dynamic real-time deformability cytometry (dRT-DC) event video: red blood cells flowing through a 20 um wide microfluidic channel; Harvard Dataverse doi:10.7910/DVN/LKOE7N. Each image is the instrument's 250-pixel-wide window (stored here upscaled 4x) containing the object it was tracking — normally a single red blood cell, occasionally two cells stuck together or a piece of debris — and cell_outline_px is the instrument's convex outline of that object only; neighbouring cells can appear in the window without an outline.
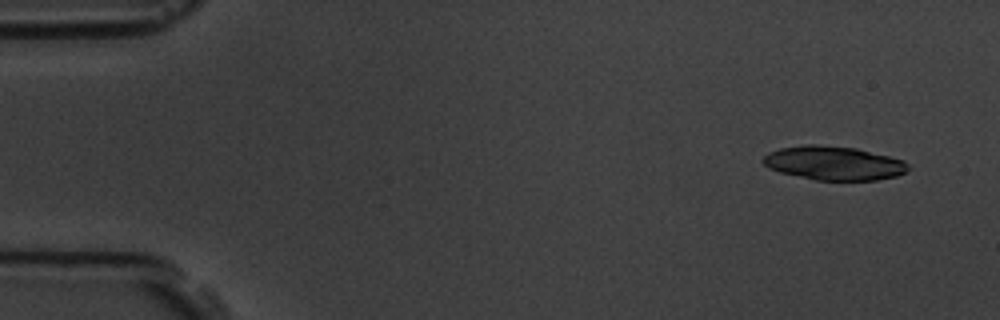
{"species": "common noctule bat (a hibernating species)", "species_latin": "Nyctalus noctula", "temperature_condition": "room temperature", "stored_images_in_passage": 5, "segment_of_instrument_passage": [1, 2], "camera_frame_rate_fps": 3000, "um_per_image_px": 0.085, "animal": {"sex": "male", "body_mass_g": 19.5, "forearm_length_mm": 54.6}, "frame": {"image": 1, "passage_image": 1, "time_ms": 0.0, "image_size_px": [1000, 320], "cell_outline_px": [[912, 168], [908, 172], [896, 176], [876, 180], [816, 180], [780, 172], [768, 168], [760, 160], [768, 152], [780, 148], [804, 144], [816, 144], [856, 148], [904, 160]], "centroid_in_image_um": [70.88, 13.86], "position_along_channel_um": 14.1, "area_um2": 28.84}}